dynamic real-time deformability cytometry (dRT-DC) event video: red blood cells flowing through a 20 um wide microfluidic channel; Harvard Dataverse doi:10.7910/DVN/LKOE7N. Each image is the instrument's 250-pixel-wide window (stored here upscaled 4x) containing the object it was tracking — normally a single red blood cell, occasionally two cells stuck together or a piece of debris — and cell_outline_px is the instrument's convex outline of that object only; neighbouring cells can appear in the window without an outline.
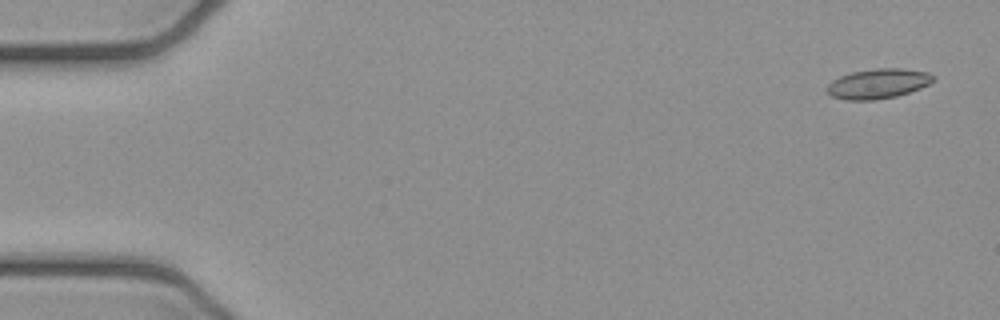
{"species": "common noctule bat (a hibernating species)", "species_latin": "Nyctalus noctula", "temperature_condition": "cold", "stored_images_in_passage": 6, "camera_frame_rate_fps": 3000, "um_per_image_px": 0.085, "animal": {"sex": "female", "body_mass_g": 21.9}, "frame": {"image": 1, "passage_image": 1, "time_ms": 0.0, "image_size_px": [1000, 320], "cell_outline_px": [[936, 80], [920, 88], [896, 96], [876, 100], [848, 100], [832, 96], [824, 88], [832, 80], [840, 76], [852, 72], [876, 68], [900, 68], [928, 72], [936, 76]], "centroid_in_image_um": [74.64, 7.1], "position_along_channel_um": 10.4, "area_um2": 18.55}}
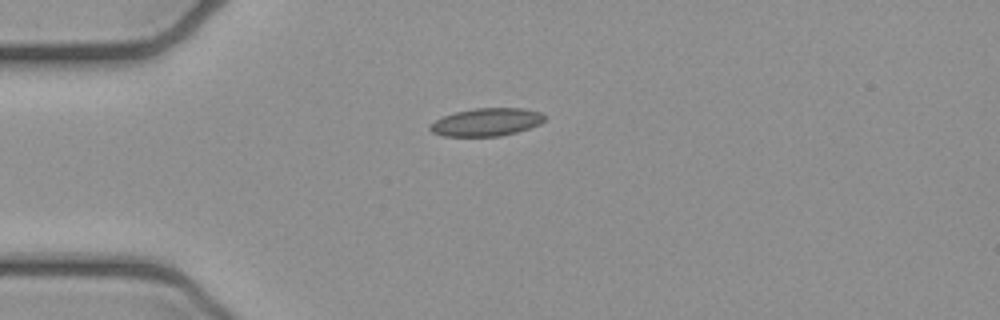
{"frame": {"image": 2, "passage_image": 4, "time_ms": 1.0, "image_size_px": [1000, 320], "cell_outline_px": [[544, 120], [540, 124], [516, 132], [500, 136], [444, 136], [432, 132], [428, 128], [436, 120], [444, 116], [456, 112], [476, 108], [524, 108], [540, 112], [544, 116]], "centroid_in_image_um": [41.36, 10.38], "position_along_channel_um": 43.6, "area_um2": 18.38}}
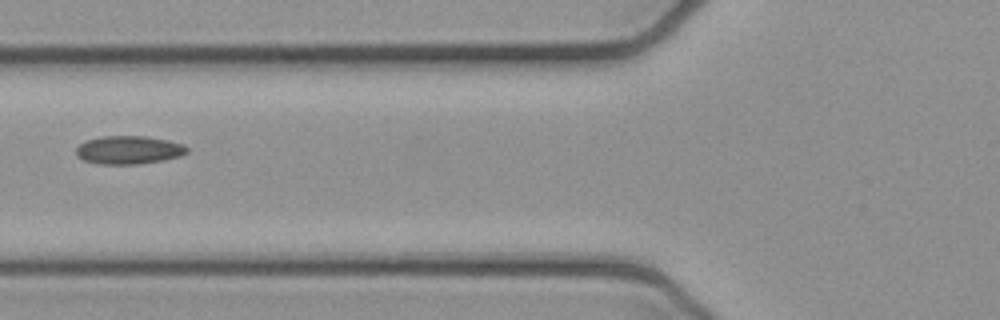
{"frame": {"image": 3, "passage_image": 6, "time_ms": 1.667, "image_size_px": [1000, 320], "cell_outline_px": [[188, 152], [180, 156], [164, 160], [140, 164], [96, 164], [84, 160], [76, 156], [76, 148], [84, 140], [100, 136], [144, 136], [168, 140], [184, 144], [188, 148]], "centroid_in_image_um": [10.93, 12.74], "position_along_channel_um": 114.9, "area_um2": 18.5}}